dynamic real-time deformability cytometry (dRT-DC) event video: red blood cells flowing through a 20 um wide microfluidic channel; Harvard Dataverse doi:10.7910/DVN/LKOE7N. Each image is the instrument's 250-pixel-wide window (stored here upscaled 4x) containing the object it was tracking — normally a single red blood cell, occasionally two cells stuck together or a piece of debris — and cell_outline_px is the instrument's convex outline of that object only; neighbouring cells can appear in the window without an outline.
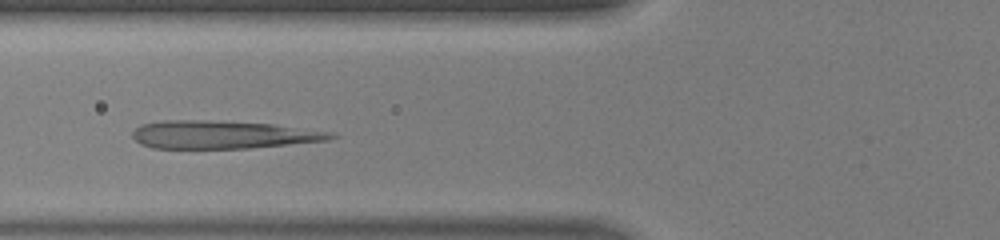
{"species": "human", "species_latin": "Homo sapiens", "temperature_condition": "warm", "stored_images_in_passage": 39, "camera_frame_rate_fps": 3000, "um_per_image_px": 0.085, "donor": {"sex": "male"}, "frame": {"image": 1, "passage_image": 11, "time_ms": 3.333, "image_size_px": [1000, 240], "cell_outline_px": [[340, 136], [328, 140], [248, 148], [152, 148], [140, 144], [132, 136], [132, 132], [140, 124], [164, 120], [208, 120], [272, 124], [336, 132]], "centroid_in_image_um": [18.95, 11.44], "position_along_channel_um": 106.8, "area_um2": 32.43}}
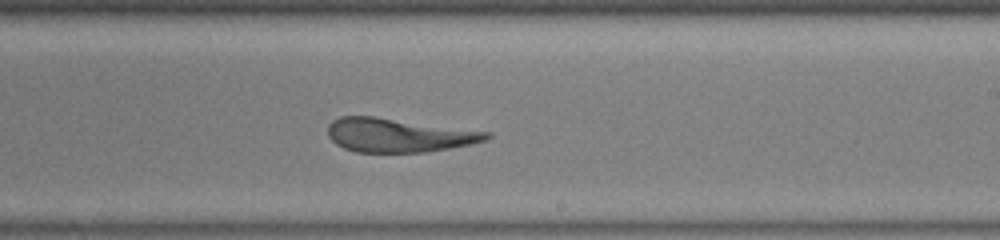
{"frame": {"image": 2, "passage_image": 21, "time_ms": 6.667, "image_size_px": [1000, 240], "cell_outline_px": [[492, 136], [488, 140], [472, 144], [424, 152], [356, 152], [344, 148], [336, 144], [328, 136], [328, 124], [332, 120], [340, 116], [376, 116], [492, 132]], "centroid_in_image_um": [33.89, 11.48], "position_along_channel_um": 255.1, "area_um2": 31.5}}
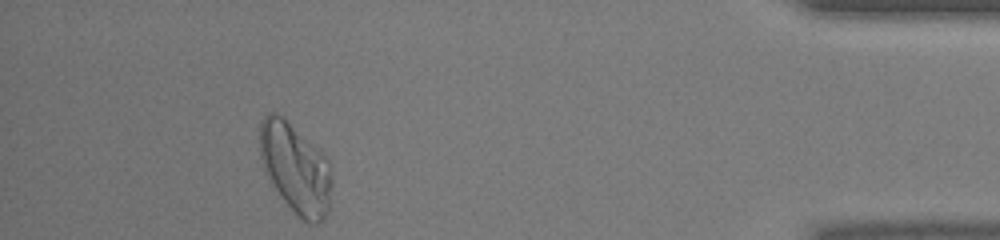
{"frame": {"image": 3, "passage_image": 35, "time_ms": 11.333, "image_size_px": [1000, 240], "cell_outline_px": [[332, 184], [328, 212], [324, 220], [316, 224], [308, 224], [284, 200], [272, 184], [264, 168], [260, 156], [260, 120], [268, 112], [276, 112], [284, 116], [328, 160], [332, 180]], "centroid_in_image_um": [25.12, 14.28], "position_along_channel_um": 410.1, "area_um2": 37.45}, "authors_computed_cell_mechanics": {"area_um2": 33.524, "velocity_mm_per_s": 4.452, "shape_relaxation_time_tau1_ms": null, "shape_relaxation_time_tau2_ms": 0.7619, "deformation_change_tau1": null, "deformation_change_tau2": 0.0896}}